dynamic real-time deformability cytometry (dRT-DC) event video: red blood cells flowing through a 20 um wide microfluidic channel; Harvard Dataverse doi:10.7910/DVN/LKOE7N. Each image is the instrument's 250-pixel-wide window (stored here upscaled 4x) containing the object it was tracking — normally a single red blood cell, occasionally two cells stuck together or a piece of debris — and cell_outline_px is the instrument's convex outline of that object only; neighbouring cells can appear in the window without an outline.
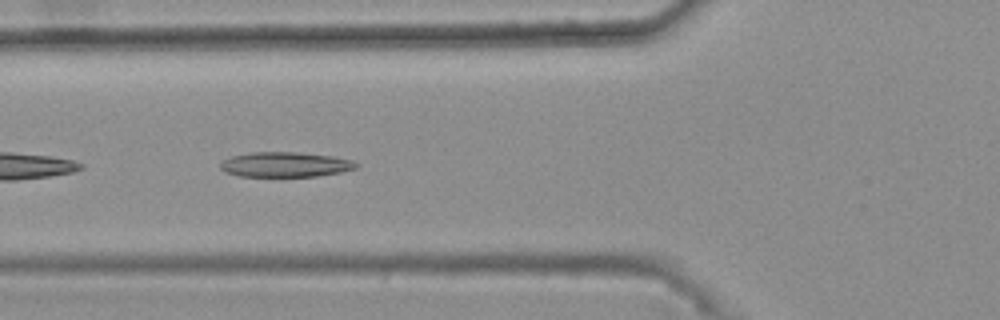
{"species": "common noctule bat (a hibernating species)", "species_latin": "Nyctalus noctula", "temperature_condition": "warm", "stored_images_in_passage": 6, "camera_frame_rate_fps": 3000, "um_per_image_px": 0.085, "animal": {"sex": "female", "body_mass_g": 25.1}, "frame": {"image": 1, "passage_image": 4, "time_ms": 1.0, "image_size_px": [1000, 320], "cell_outline_px": [[360, 164], [356, 168], [340, 172], [316, 176], [240, 176], [224, 172], [220, 168], [220, 164], [224, 160], [232, 156], [252, 152], [296, 152], [332, 156], [352, 160]], "centroid_in_image_um": [24.25, 13.98], "position_along_channel_um": 101.6, "area_um2": 19.65}}